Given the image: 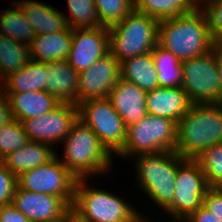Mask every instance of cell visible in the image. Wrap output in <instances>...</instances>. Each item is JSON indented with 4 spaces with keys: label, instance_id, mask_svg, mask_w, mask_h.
Listing matches in <instances>:
<instances>
[{
    "label": "cell",
    "instance_id": "1",
    "mask_svg": "<svg viewBox=\"0 0 222 222\" xmlns=\"http://www.w3.org/2000/svg\"><path fill=\"white\" fill-rule=\"evenodd\" d=\"M158 44L180 61L204 55L214 49L208 20L201 7L171 19L159 21Z\"/></svg>",
    "mask_w": 222,
    "mask_h": 222
},
{
    "label": "cell",
    "instance_id": "2",
    "mask_svg": "<svg viewBox=\"0 0 222 222\" xmlns=\"http://www.w3.org/2000/svg\"><path fill=\"white\" fill-rule=\"evenodd\" d=\"M175 152L196 158L204 149L222 143V103H194L177 123Z\"/></svg>",
    "mask_w": 222,
    "mask_h": 222
},
{
    "label": "cell",
    "instance_id": "3",
    "mask_svg": "<svg viewBox=\"0 0 222 222\" xmlns=\"http://www.w3.org/2000/svg\"><path fill=\"white\" fill-rule=\"evenodd\" d=\"M62 143L64 151L59 160L77 179L105 175L113 167V155L80 119Z\"/></svg>",
    "mask_w": 222,
    "mask_h": 222
},
{
    "label": "cell",
    "instance_id": "4",
    "mask_svg": "<svg viewBox=\"0 0 222 222\" xmlns=\"http://www.w3.org/2000/svg\"><path fill=\"white\" fill-rule=\"evenodd\" d=\"M182 159L175 151L143 154L132 158L136 182L144 195L164 211L172 202L177 165ZM135 160V161H134Z\"/></svg>",
    "mask_w": 222,
    "mask_h": 222
},
{
    "label": "cell",
    "instance_id": "5",
    "mask_svg": "<svg viewBox=\"0 0 222 222\" xmlns=\"http://www.w3.org/2000/svg\"><path fill=\"white\" fill-rule=\"evenodd\" d=\"M88 178L77 179L71 210L84 222H135L143 212L113 192L89 187ZM89 185V186H88Z\"/></svg>",
    "mask_w": 222,
    "mask_h": 222
},
{
    "label": "cell",
    "instance_id": "6",
    "mask_svg": "<svg viewBox=\"0 0 222 222\" xmlns=\"http://www.w3.org/2000/svg\"><path fill=\"white\" fill-rule=\"evenodd\" d=\"M158 24L153 17L133 9L108 28L110 52L119 62L152 52L158 44Z\"/></svg>",
    "mask_w": 222,
    "mask_h": 222
},
{
    "label": "cell",
    "instance_id": "7",
    "mask_svg": "<svg viewBox=\"0 0 222 222\" xmlns=\"http://www.w3.org/2000/svg\"><path fill=\"white\" fill-rule=\"evenodd\" d=\"M177 129V122L147 114L127 128L125 144L115 156L131 161L138 155L175 151Z\"/></svg>",
    "mask_w": 222,
    "mask_h": 222
},
{
    "label": "cell",
    "instance_id": "8",
    "mask_svg": "<svg viewBox=\"0 0 222 222\" xmlns=\"http://www.w3.org/2000/svg\"><path fill=\"white\" fill-rule=\"evenodd\" d=\"M79 119L114 156L124 146L127 127L108 98L88 99L78 105Z\"/></svg>",
    "mask_w": 222,
    "mask_h": 222
},
{
    "label": "cell",
    "instance_id": "9",
    "mask_svg": "<svg viewBox=\"0 0 222 222\" xmlns=\"http://www.w3.org/2000/svg\"><path fill=\"white\" fill-rule=\"evenodd\" d=\"M182 89L194 103H222L216 46L210 52L182 61Z\"/></svg>",
    "mask_w": 222,
    "mask_h": 222
},
{
    "label": "cell",
    "instance_id": "10",
    "mask_svg": "<svg viewBox=\"0 0 222 222\" xmlns=\"http://www.w3.org/2000/svg\"><path fill=\"white\" fill-rule=\"evenodd\" d=\"M210 186L194 159L182 158L177 165L174 196L164 210L167 216L187 218L203 205V199Z\"/></svg>",
    "mask_w": 222,
    "mask_h": 222
},
{
    "label": "cell",
    "instance_id": "11",
    "mask_svg": "<svg viewBox=\"0 0 222 222\" xmlns=\"http://www.w3.org/2000/svg\"><path fill=\"white\" fill-rule=\"evenodd\" d=\"M17 182L24 190L58 196L72 207L77 178L60 162L58 154L48 163L22 173Z\"/></svg>",
    "mask_w": 222,
    "mask_h": 222
},
{
    "label": "cell",
    "instance_id": "12",
    "mask_svg": "<svg viewBox=\"0 0 222 222\" xmlns=\"http://www.w3.org/2000/svg\"><path fill=\"white\" fill-rule=\"evenodd\" d=\"M79 119L78 106L70 103H60L50 112L22 121L29 141L42 142L53 148L71 132L73 125Z\"/></svg>",
    "mask_w": 222,
    "mask_h": 222
},
{
    "label": "cell",
    "instance_id": "13",
    "mask_svg": "<svg viewBox=\"0 0 222 222\" xmlns=\"http://www.w3.org/2000/svg\"><path fill=\"white\" fill-rule=\"evenodd\" d=\"M120 78V62L109 51L79 73L78 104L88 99L108 98Z\"/></svg>",
    "mask_w": 222,
    "mask_h": 222
},
{
    "label": "cell",
    "instance_id": "14",
    "mask_svg": "<svg viewBox=\"0 0 222 222\" xmlns=\"http://www.w3.org/2000/svg\"><path fill=\"white\" fill-rule=\"evenodd\" d=\"M109 51L107 27L73 29L72 45L66 61L80 73Z\"/></svg>",
    "mask_w": 222,
    "mask_h": 222
},
{
    "label": "cell",
    "instance_id": "15",
    "mask_svg": "<svg viewBox=\"0 0 222 222\" xmlns=\"http://www.w3.org/2000/svg\"><path fill=\"white\" fill-rule=\"evenodd\" d=\"M12 204L31 222L60 219L71 210V207L58 196L30 192L18 185Z\"/></svg>",
    "mask_w": 222,
    "mask_h": 222
},
{
    "label": "cell",
    "instance_id": "16",
    "mask_svg": "<svg viewBox=\"0 0 222 222\" xmlns=\"http://www.w3.org/2000/svg\"><path fill=\"white\" fill-rule=\"evenodd\" d=\"M146 96L147 92L136 84L120 78L108 99L128 128L147 115Z\"/></svg>",
    "mask_w": 222,
    "mask_h": 222
},
{
    "label": "cell",
    "instance_id": "17",
    "mask_svg": "<svg viewBox=\"0 0 222 222\" xmlns=\"http://www.w3.org/2000/svg\"><path fill=\"white\" fill-rule=\"evenodd\" d=\"M192 104L182 87H157L148 91L146 96L147 114L168 118L177 123L190 110Z\"/></svg>",
    "mask_w": 222,
    "mask_h": 222
},
{
    "label": "cell",
    "instance_id": "18",
    "mask_svg": "<svg viewBox=\"0 0 222 222\" xmlns=\"http://www.w3.org/2000/svg\"><path fill=\"white\" fill-rule=\"evenodd\" d=\"M46 91L61 103L78 105L79 73L66 60L46 63Z\"/></svg>",
    "mask_w": 222,
    "mask_h": 222
},
{
    "label": "cell",
    "instance_id": "19",
    "mask_svg": "<svg viewBox=\"0 0 222 222\" xmlns=\"http://www.w3.org/2000/svg\"><path fill=\"white\" fill-rule=\"evenodd\" d=\"M15 3L32 25L35 34L55 33L68 27L64 13L55 6L36 0H18Z\"/></svg>",
    "mask_w": 222,
    "mask_h": 222
},
{
    "label": "cell",
    "instance_id": "20",
    "mask_svg": "<svg viewBox=\"0 0 222 222\" xmlns=\"http://www.w3.org/2000/svg\"><path fill=\"white\" fill-rule=\"evenodd\" d=\"M73 29L50 34H35L30 45L31 60L47 63L66 60L72 45Z\"/></svg>",
    "mask_w": 222,
    "mask_h": 222
},
{
    "label": "cell",
    "instance_id": "21",
    "mask_svg": "<svg viewBox=\"0 0 222 222\" xmlns=\"http://www.w3.org/2000/svg\"><path fill=\"white\" fill-rule=\"evenodd\" d=\"M57 151L49 144L29 141L26 145L9 153L1 160L16 177L32 168L52 160Z\"/></svg>",
    "mask_w": 222,
    "mask_h": 222
},
{
    "label": "cell",
    "instance_id": "22",
    "mask_svg": "<svg viewBox=\"0 0 222 222\" xmlns=\"http://www.w3.org/2000/svg\"><path fill=\"white\" fill-rule=\"evenodd\" d=\"M4 94L9 99L14 119L20 122L50 112L61 103L46 90Z\"/></svg>",
    "mask_w": 222,
    "mask_h": 222
},
{
    "label": "cell",
    "instance_id": "23",
    "mask_svg": "<svg viewBox=\"0 0 222 222\" xmlns=\"http://www.w3.org/2000/svg\"><path fill=\"white\" fill-rule=\"evenodd\" d=\"M46 63L31 60L26 66L6 77L0 89L4 93L46 90Z\"/></svg>",
    "mask_w": 222,
    "mask_h": 222
},
{
    "label": "cell",
    "instance_id": "24",
    "mask_svg": "<svg viewBox=\"0 0 222 222\" xmlns=\"http://www.w3.org/2000/svg\"><path fill=\"white\" fill-rule=\"evenodd\" d=\"M121 78L148 92L159 87L152 52L120 62Z\"/></svg>",
    "mask_w": 222,
    "mask_h": 222
},
{
    "label": "cell",
    "instance_id": "25",
    "mask_svg": "<svg viewBox=\"0 0 222 222\" xmlns=\"http://www.w3.org/2000/svg\"><path fill=\"white\" fill-rule=\"evenodd\" d=\"M12 8L0 10V34L30 46L35 32L21 8L12 1Z\"/></svg>",
    "mask_w": 222,
    "mask_h": 222
},
{
    "label": "cell",
    "instance_id": "26",
    "mask_svg": "<svg viewBox=\"0 0 222 222\" xmlns=\"http://www.w3.org/2000/svg\"><path fill=\"white\" fill-rule=\"evenodd\" d=\"M152 58L157 71L159 87H181L183 77L182 61L159 44L152 50Z\"/></svg>",
    "mask_w": 222,
    "mask_h": 222
},
{
    "label": "cell",
    "instance_id": "27",
    "mask_svg": "<svg viewBox=\"0 0 222 222\" xmlns=\"http://www.w3.org/2000/svg\"><path fill=\"white\" fill-rule=\"evenodd\" d=\"M31 61L30 46L0 34V80L15 73Z\"/></svg>",
    "mask_w": 222,
    "mask_h": 222
},
{
    "label": "cell",
    "instance_id": "28",
    "mask_svg": "<svg viewBox=\"0 0 222 222\" xmlns=\"http://www.w3.org/2000/svg\"><path fill=\"white\" fill-rule=\"evenodd\" d=\"M195 8L193 0H134V9L157 21L187 14Z\"/></svg>",
    "mask_w": 222,
    "mask_h": 222
},
{
    "label": "cell",
    "instance_id": "29",
    "mask_svg": "<svg viewBox=\"0 0 222 222\" xmlns=\"http://www.w3.org/2000/svg\"><path fill=\"white\" fill-rule=\"evenodd\" d=\"M69 16L65 15L71 29L102 27L97 15L94 0H67Z\"/></svg>",
    "mask_w": 222,
    "mask_h": 222
},
{
    "label": "cell",
    "instance_id": "30",
    "mask_svg": "<svg viewBox=\"0 0 222 222\" xmlns=\"http://www.w3.org/2000/svg\"><path fill=\"white\" fill-rule=\"evenodd\" d=\"M101 26L111 27L121 22L133 9L134 0H94Z\"/></svg>",
    "mask_w": 222,
    "mask_h": 222
},
{
    "label": "cell",
    "instance_id": "31",
    "mask_svg": "<svg viewBox=\"0 0 222 222\" xmlns=\"http://www.w3.org/2000/svg\"><path fill=\"white\" fill-rule=\"evenodd\" d=\"M194 160L210 187H214L222 179V143L204 149Z\"/></svg>",
    "mask_w": 222,
    "mask_h": 222
},
{
    "label": "cell",
    "instance_id": "32",
    "mask_svg": "<svg viewBox=\"0 0 222 222\" xmlns=\"http://www.w3.org/2000/svg\"><path fill=\"white\" fill-rule=\"evenodd\" d=\"M29 142L22 122L13 120L0 127V160Z\"/></svg>",
    "mask_w": 222,
    "mask_h": 222
},
{
    "label": "cell",
    "instance_id": "33",
    "mask_svg": "<svg viewBox=\"0 0 222 222\" xmlns=\"http://www.w3.org/2000/svg\"><path fill=\"white\" fill-rule=\"evenodd\" d=\"M201 8L206 14L214 45L222 47V0H211Z\"/></svg>",
    "mask_w": 222,
    "mask_h": 222
},
{
    "label": "cell",
    "instance_id": "34",
    "mask_svg": "<svg viewBox=\"0 0 222 222\" xmlns=\"http://www.w3.org/2000/svg\"><path fill=\"white\" fill-rule=\"evenodd\" d=\"M17 185V177L0 163V207L12 203Z\"/></svg>",
    "mask_w": 222,
    "mask_h": 222
},
{
    "label": "cell",
    "instance_id": "35",
    "mask_svg": "<svg viewBox=\"0 0 222 222\" xmlns=\"http://www.w3.org/2000/svg\"><path fill=\"white\" fill-rule=\"evenodd\" d=\"M203 205L222 222V191L210 187L203 199Z\"/></svg>",
    "mask_w": 222,
    "mask_h": 222
},
{
    "label": "cell",
    "instance_id": "36",
    "mask_svg": "<svg viewBox=\"0 0 222 222\" xmlns=\"http://www.w3.org/2000/svg\"><path fill=\"white\" fill-rule=\"evenodd\" d=\"M0 222H31L12 203L0 207Z\"/></svg>",
    "mask_w": 222,
    "mask_h": 222
},
{
    "label": "cell",
    "instance_id": "37",
    "mask_svg": "<svg viewBox=\"0 0 222 222\" xmlns=\"http://www.w3.org/2000/svg\"><path fill=\"white\" fill-rule=\"evenodd\" d=\"M187 219L189 222H220L204 205L192 212Z\"/></svg>",
    "mask_w": 222,
    "mask_h": 222
},
{
    "label": "cell",
    "instance_id": "38",
    "mask_svg": "<svg viewBox=\"0 0 222 222\" xmlns=\"http://www.w3.org/2000/svg\"><path fill=\"white\" fill-rule=\"evenodd\" d=\"M14 120L8 97L0 89V127Z\"/></svg>",
    "mask_w": 222,
    "mask_h": 222
},
{
    "label": "cell",
    "instance_id": "39",
    "mask_svg": "<svg viewBox=\"0 0 222 222\" xmlns=\"http://www.w3.org/2000/svg\"><path fill=\"white\" fill-rule=\"evenodd\" d=\"M217 70L220 79V87L222 91V47L216 46Z\"/></svg>",
    "mask_w": 222,
    "mask_h": 222
},
{
    "label": "cell",
    "instance_id": "40",
    "mask_svg": "<svg viewBox=\"0 0 222 222\" xmlns=\"http://www.w3.org/2000/svg\"><path fill=\"white\" fill-rule=\"evenodd\" d=\"M63 222H84L82 221L72 210H70L65 216Z\"/></svg>",
    "mask_w": 222,
    "mask_h": 222
},
{
    "label": "cell",
    "instance_id": "41",
    "mask_svg": "<svg viewBox=\"0 0 222 222\" xmlns=\"http://www.w3.org/2000/svg\"><path fill=\"white\" fill-rule=\"evenodd\" d=\"M170 222V221H169ZM171 222H189L187 218L172 217Z\"/></svg>",
    "mask_w": 222,
    "mask_h": 222
},
{
    "label": "cell",
    "instance_id": "42",
    "mask_svg": "<svg viewBox=\"0 0 222 222\" xmlns=\"http://www.w3.org/2000/svg\"><path fill=\"white\" fill-rule=\"evenodd\" d=\"M146 218L147 217H144V215L140 216L135 222H153V220L148 221L149 219H146ZM154 222H156V221H154Z\"/></svg>",
    "mask_w": 222,
    "mask_h": 222
},
{
    "label": "cell",
    "instance_id": "43",
    "mask_svg": "<svg viewBox=\"0 0 222 222\" xmlns=\"http://www.w3.org/2000/svg\"><path fill=\"white\" fill-rule=\"evenodd\" d=\"M214 188L222 191V179L214 186Z\"/></svg>",
    "mask_w": 222,
    "mask_h": 222
},
{
    "label": "cell",
    "instance_id": "44",
    "mask_svg": "<svg viewBox=\"0 0 222 222\" xmlns=\"http://www.w3.org/2000/svg\"><path fill=\"white\" fill-rule=\"evenodd\" d=\"M209 1H211V0H199V7H202L203 5H205Z\"/></svg>",
    "mask_w": 222,
    "mask_h": 222
},
{
    "label": "cell",
    "instance_id": "45",
    "mask_svg": "<svg viewBox=\"0 0 222 222\" xmlns=\"http://www.w3.org/2000/svg\"><path fill=\"white\" fill-rule=\"evenodd\" d=\"M64 221V217L60 218V219H55V220H50V221H42V222H63Z\"/></svg>",
    "mask_w": 222,
    "mask_h": 222
},
{
    "label": "cell",
    "instance_id": "46",
    "mask_svg": "<svg viewBox=\"0 0 222 222\" xmlns=\"http://www.w3.org/2000/svg\"><path fill=\"white\" fill-rule=\"evenodd\" d=\"M195 7H199V0H193Z\"/></svg>",
    "mask_w": 222,
    "mask_h": 222
}]
</instances>
